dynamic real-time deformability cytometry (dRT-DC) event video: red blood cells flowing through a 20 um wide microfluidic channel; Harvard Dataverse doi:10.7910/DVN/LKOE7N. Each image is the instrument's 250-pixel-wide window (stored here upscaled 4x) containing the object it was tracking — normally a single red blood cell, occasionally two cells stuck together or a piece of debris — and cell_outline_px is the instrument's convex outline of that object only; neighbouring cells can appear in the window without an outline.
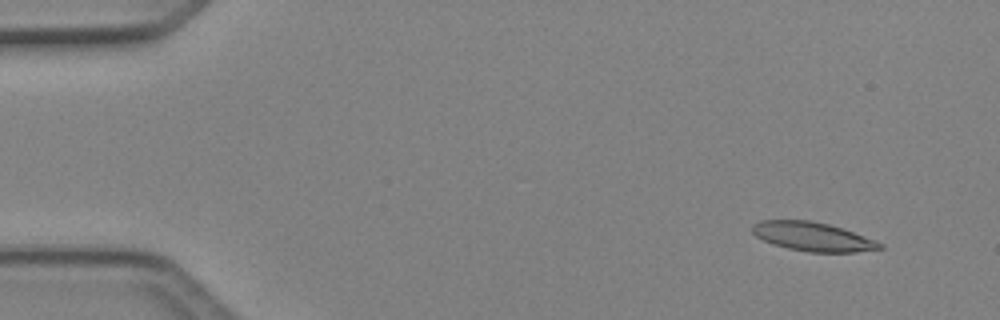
{"species": "Egyptian fruit bat (a non-hibernating species)", "species_latin": "Rousettus aegyptiacus", "temperature_condition": "cold", "stored_images_in_passage": 4, "camera_frame_rate_fps": 3000, "um_per_image_px": 0.085, "animal": {"sex": "female"}, "frame": {"image": 1, "passage_image": 1, "time_ms": 0.0, "image_size_px": [1000, 320], "cell_outline_px": [[884, 248], [856, 252], [808, 252], [788, 248], [772, 244], [756, 236], [752, 232], [752, 224], [760, 220], [808, 220], [828, 224], [852, 232], [884, 244]], "centroid_in_image_um": [69.04, 20.11], "position_along_channel_um": 16.0, "area_um2": 21.27}}
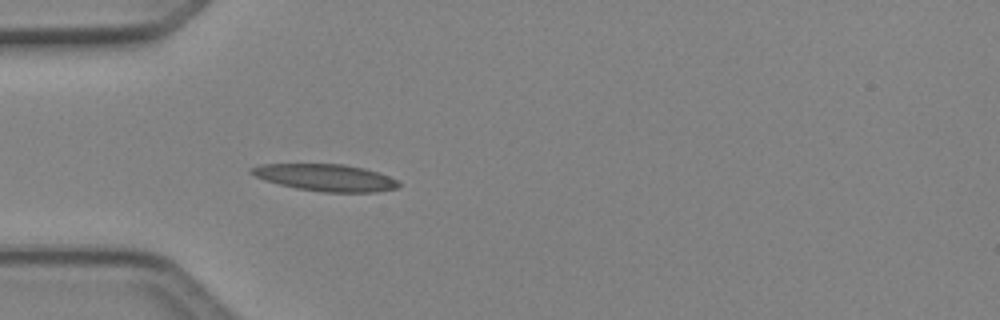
{"frame": {"image": 2, "passage_image": 4, "time_ms": 1.0, "image_size_px": [1000, 320], "cell_outline_px": [[400, 184], [396, 188], [376, 192], [324, 192], [296, 188], [264, 180], [248, 172], [248, 168], [260, 164], [344, 164], [364, 168], [388, 176], [396, 180]], "centroid_in_image_um": [27.63, 15.09], "position_along_channel_um": 57.4, "area_um2": 23.0}}